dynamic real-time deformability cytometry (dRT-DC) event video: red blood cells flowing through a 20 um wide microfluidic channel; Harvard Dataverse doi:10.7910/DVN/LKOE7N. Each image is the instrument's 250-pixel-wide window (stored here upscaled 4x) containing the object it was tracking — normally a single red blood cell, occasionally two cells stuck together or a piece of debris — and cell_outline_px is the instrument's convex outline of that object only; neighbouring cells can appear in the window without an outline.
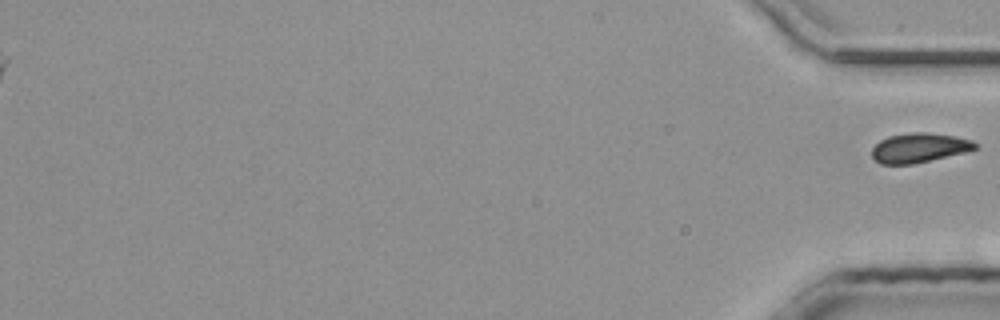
{"species": "common noctule bat (a hibernating species)", "species_latin": "Nyctalus noctula", "temperature_condition": "room temperature", "stored_images_in_passage": 35, "segment_of_instrument_passage": [2, 2], "camera_frame_rate_fps": 3000, "um_per_image_px": 0.085, "animal": {"sex": "male", "body_mass_g": 20.4}, "frame": {"image": 1, "passage_image": 35, "time_ms": 11.333, "image_size_px": [1000, 320], "cell_outline_px": [[976, 148], [964, 152], [912, 164], [880, 164], [872, 156], [872, 148], [880, 140], [888, 136], [912, 132], [928, 132], [956, 136], [972, 140], [976, 144]], "centroid_in_image_um": [78.1, 12.55], "position_along_channel_um": 357.1, "area_um2": 17.57}}